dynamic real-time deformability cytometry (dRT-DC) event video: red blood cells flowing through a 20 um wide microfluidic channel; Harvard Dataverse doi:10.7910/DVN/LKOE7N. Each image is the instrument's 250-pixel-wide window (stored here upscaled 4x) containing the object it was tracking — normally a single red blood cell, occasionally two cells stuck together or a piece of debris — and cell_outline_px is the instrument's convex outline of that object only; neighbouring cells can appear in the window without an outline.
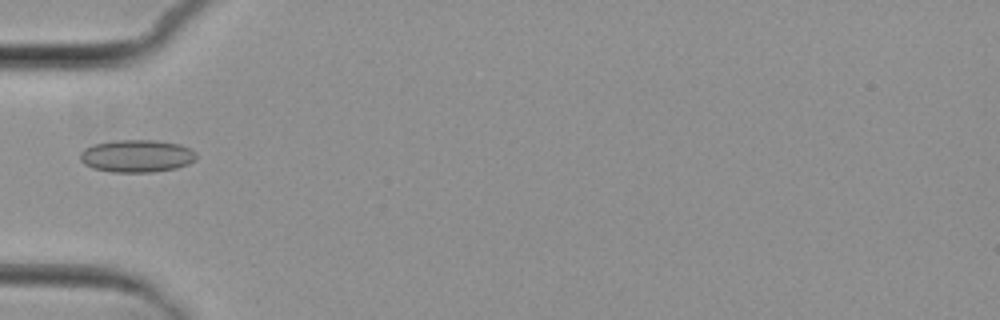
{"species": "common noctule bat (a hibernating species)", "species_latin": "Nyctalus noctula", "temperature_condition": "cold", "stored_images_in_passage": 2, "camera_frame_rate_fps": 3000, "um_per_image_px": 0.085, "animal": {"sex": "female", "body_mass_g": 29.2, "forearm_length_mm": 56.3}, "frame": {"image": 1, "passage_image": 2, "time_ms": 1.333, "image_size_px": [1000, 320], "cell_outline_px": [[196, 160], [188, 164], [176, 168], [152, 172], [112, 172], [92, 168], [84, 164], [80, 160], [80, 152], [84, 148], [92, 144], [116, 140], [156, 140], [180, 144], [196, 152]], "centroid_in_image_um": [11.61, 13.25], "position_along_channel_um": 73.4, "area_um2": 22.2}}